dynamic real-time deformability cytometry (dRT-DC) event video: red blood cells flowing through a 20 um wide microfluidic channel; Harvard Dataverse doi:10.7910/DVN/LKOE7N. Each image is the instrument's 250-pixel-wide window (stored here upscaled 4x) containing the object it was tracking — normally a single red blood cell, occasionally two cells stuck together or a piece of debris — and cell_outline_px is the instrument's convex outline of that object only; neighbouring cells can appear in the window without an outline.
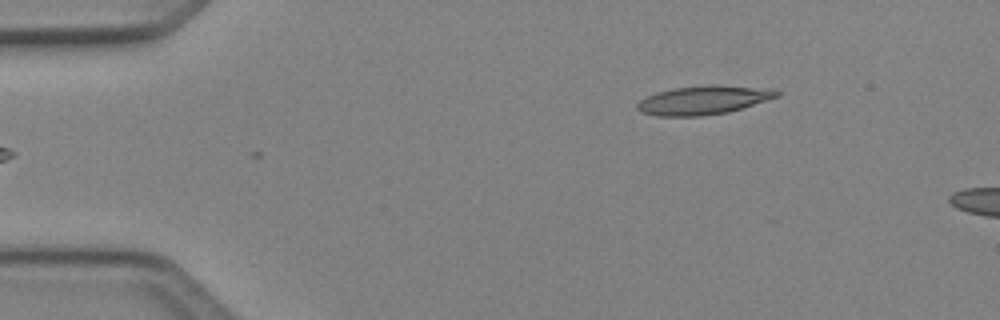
{"species": "Egyptian fruit bat (a non-hibernating species)", "species_latin": "Rousettus aegyptiacus", "temperature_condition": "cold", "stored_images_in_passage": 2, "camera_frame_rate_fps": 3000, "um_per_image_px": 0.085, "animal": {"sex": "female"}, "frame": {"image": 1, "passage_image": 2, "time_ms": 0.333, "image_size_px": [1000, 320], "cell_outline_px": [[780, 96], [768, 100], [728, 112], [700, 116], [660, 116], [640, 112], [636, 108], [636, 104], [640, 100], [656, 92], [672, 88], [708, 84], [716, 84], [776, 88], [780, 92]], "centroid_in_image_um": [59.84, 8.48], "position_along_channel_um": 25.2, "area_um2": 23.81}}